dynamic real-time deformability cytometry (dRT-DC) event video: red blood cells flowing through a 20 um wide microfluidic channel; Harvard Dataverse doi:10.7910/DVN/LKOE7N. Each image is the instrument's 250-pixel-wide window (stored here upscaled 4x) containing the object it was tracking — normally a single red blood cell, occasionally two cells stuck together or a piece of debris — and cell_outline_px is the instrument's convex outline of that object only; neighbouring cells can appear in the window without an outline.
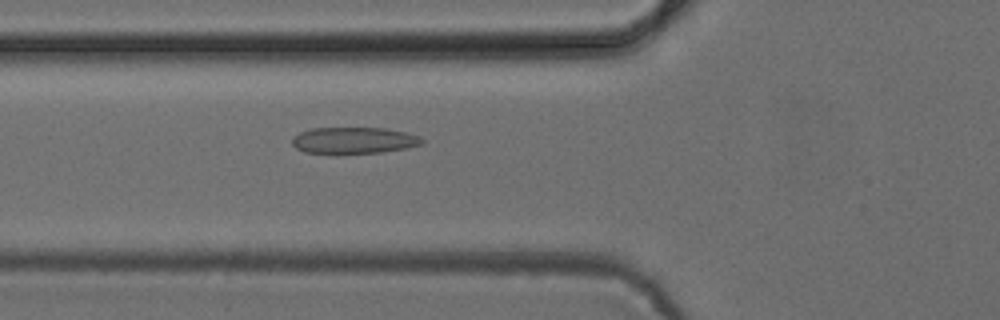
{"species": "common noctule bat (a hibernating species)", "species_latin": "Nyctalus noctula", "temperature_condition": "cold", "stored_images_in_passage": 36, "camera_frame_rate_fps": 3000, "um_per_image_px": 0.085, "animal": {"sex": "female", "body_mass_g": 24.6, "forearm_length_mm": 56.2}, "frame": {"image": 1, "passage_image": 5, "time_ms": 1.333, "image_size_px": [1000, 320], "cell_outline_px": [[424, 144], [404, 148], [380, 152], [304, 152], [296, 148], [292, 144], [292, 136], [300, 132], [312, 128], [384, 128], [404, 132], [420, 136], [424, 140]], "centroid_in_image_um": [30.08, 11.91], "position_along_channel_um": 95.7, "area_um2": 19.59}}
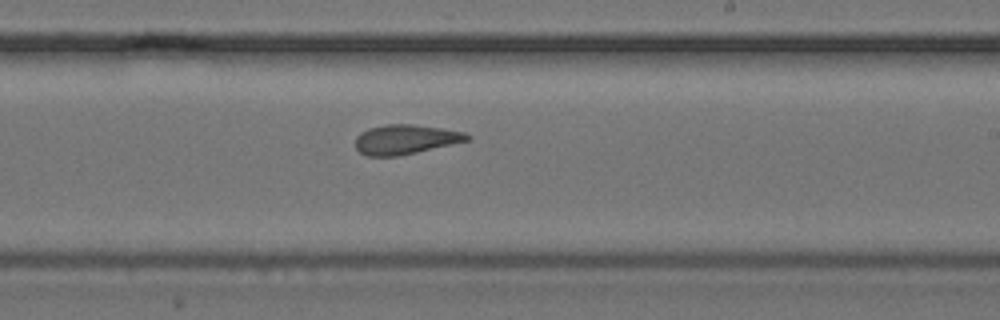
{"frame": {"image": 2, "passage_image": 17, "time_ms": 5.333, "image_size_px": [1000, 320], "cell_outline_px": [[472, 136], [468, 140], [416, 152], [396, 156], [368, 156], [360, 152], [356, 148], [356, 136], [360, 132], [368, 128], [388, 124], [412, 124], [440, 128], [464, 132]], "centroid_in_image_um": [34.43, 11.84], "position_along_channel_um": 254.6, "area_um2": 19.02}}
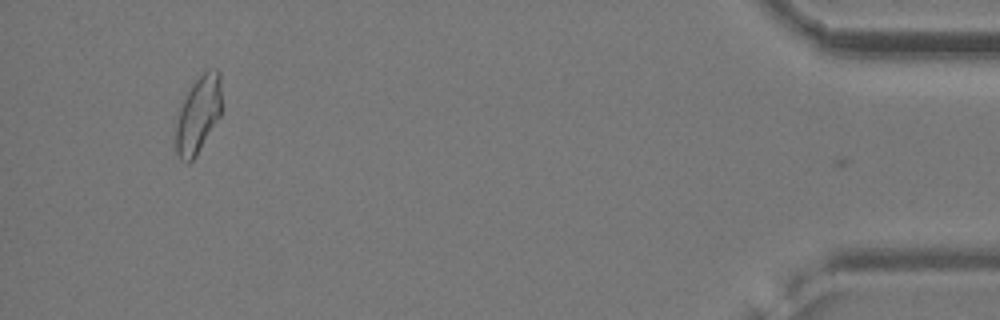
{"frame": {"image": 3, "passage_image": 35, "time_ms": 11.333, "image_size_px": [1000, 320], "cell_outline_px": [[220, 116], [196, 156], [188, 164], [180, 160], [176, 152], [176, 112], [180, 104], [192, 84], [208, 68], [216, 68], [220, 72]], "centroid_in_image_um": [16.82, 9.75], "position_along_channel_um": 418.4, "area_um2": 20.69}}